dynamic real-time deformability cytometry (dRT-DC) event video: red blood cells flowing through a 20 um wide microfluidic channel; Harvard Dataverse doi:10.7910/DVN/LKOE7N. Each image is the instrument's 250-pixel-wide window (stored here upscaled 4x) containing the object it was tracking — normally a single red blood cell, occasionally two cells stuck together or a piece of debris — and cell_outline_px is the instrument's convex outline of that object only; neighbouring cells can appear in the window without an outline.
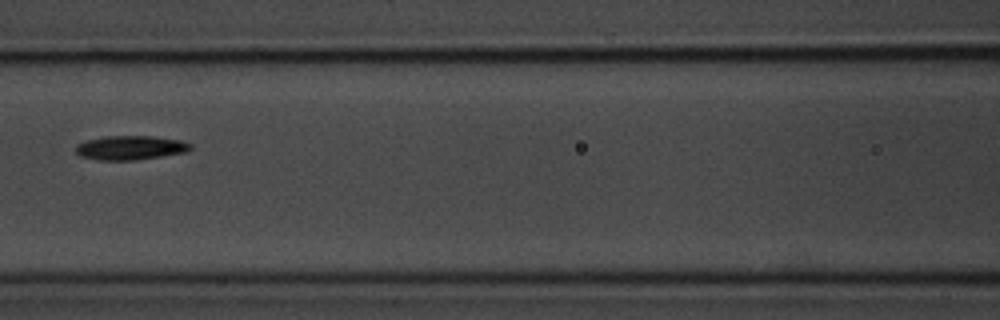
{"species": "common noctule bat (a hibernating species)", "species_latin": "Nyctalus noctula", "temperature_condition": "room temperature", "stored_images_in_passage": 6, "camera_frame_rate_fps": 3000, "um_per_image_px": 0.085, "animal": {"sex": "male", "body_mass_g": 20.1, "forearm_length_mm": 53.5}, "frame": {"image": 1, "passage_image": 4, "time_ms": 3.667, "image_size_px": [1000, 320], "cell_outline_px": [[192, 148], [188, 152], [136, 160], [96, 160], [80, 156], [76, 152], [76, 144], [88, 140], [104, 136], [152, 136], [180, 140], [192, 144]], "centroid_in_image_um": [11.1, 12.56], "position_along_channel_um": 155.5, "area_um2": 16.24}}
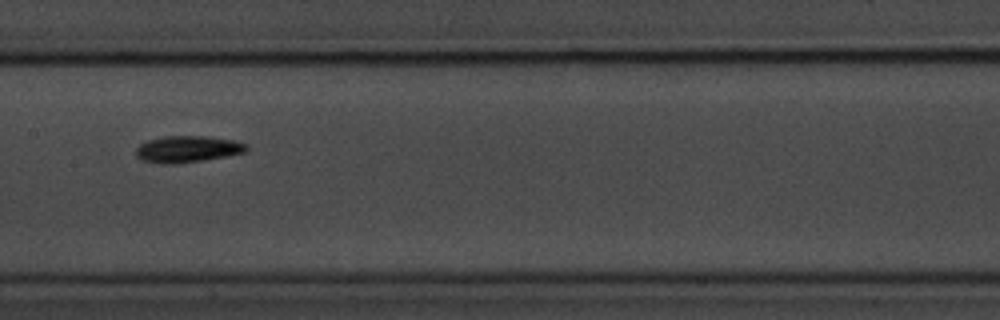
{"frame": {"image": 2, "passage_image": 5, "time_ms": 4.667, "image_size_px": [1000, 320], "cell_outline_px": [[248, 148], [244, 152], [228, 156], [204, 160], [172, 164], [164, 164], [144, 160], [136, 156], [136, 148], [140, 144], [148, 140], [164, 136], [208, 136], [236, 140], [248, 144]], "centroid_in_image_um": [15.98, 12.66], "position_along_channel_um": 191.4, "area_um2": 17.17}}